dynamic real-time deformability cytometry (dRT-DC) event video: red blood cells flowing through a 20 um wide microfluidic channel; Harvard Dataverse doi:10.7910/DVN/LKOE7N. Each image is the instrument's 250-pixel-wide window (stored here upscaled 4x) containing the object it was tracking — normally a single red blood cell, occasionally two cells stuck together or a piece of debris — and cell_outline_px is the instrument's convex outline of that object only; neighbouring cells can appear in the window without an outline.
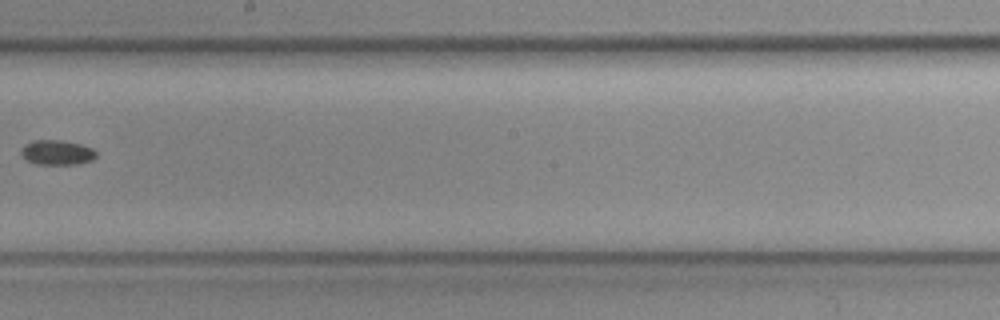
{"species": "common noctule bat (a hibernating species)", "species_latin": "Nyctalus noctula", "temperature_condition": "cold", "stored_images_in_passage": 9, "camera_frame_rate_fps": 3000, "um_per_image_px": 0.085, "animal": {"sex": "female", "body_mass_g": 19.3, "forearm_length_mm": 54.1}, "frame": {"image": 1, "passage_image": 9, "time_ms": 2.667, "image_size_px": [1000, 320], "cell_outline_px": [[96, 156], [92, 160], [76, 164], [36, 164], [28, 160], [20, 152], [24, 144], [32, 140], [60, 140], [80, 144], [92, 148], [96, 152]], "centroid_in_image_um": [4.84, 12.95], "position_along_channel_um": 243.4, "area_um2": 10.75}}